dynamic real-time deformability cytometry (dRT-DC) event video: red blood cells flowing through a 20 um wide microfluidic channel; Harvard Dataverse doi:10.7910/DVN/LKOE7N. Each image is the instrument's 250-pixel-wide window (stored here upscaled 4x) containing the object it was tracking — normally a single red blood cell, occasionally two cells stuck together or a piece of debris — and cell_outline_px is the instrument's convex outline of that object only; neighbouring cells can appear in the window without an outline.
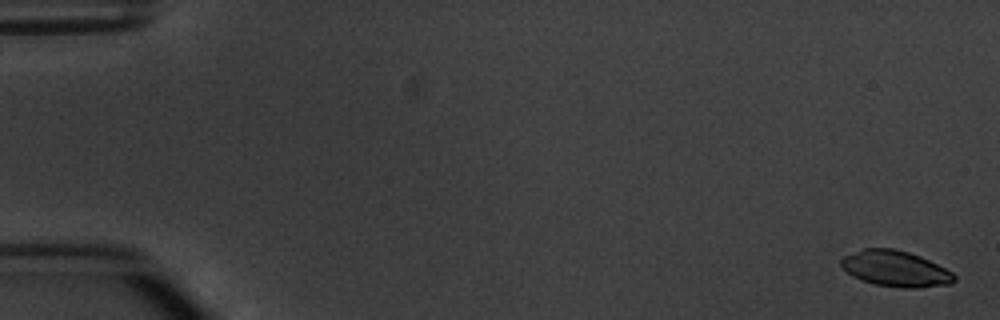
{"species": "common noctule bat (a hibernating species)", "species_latin": "Nyctalus noctula", "temperature_condition": "warm", "stored_images_in_passage": 5, "camera_frame_rate_fps": 3000, "um_per_image_px": 0.085, "animal": {"sex": "male", "body_mass_g": 20.1, "forearm_length_mm": 53.5}, "frame": {"image": 1, "passage_image": 1, "time_ms": 0.0, "image_size_px": [1000, 320], "cell_outline_px": [[956, 280], [952, 284], [920, 288], [904, 288], [876, 284], [852, 276], [840, 264], [840, 260], [844, 256], [864, 248], [892, 248], [908, 252], [920, 256], [952, 272], [956, 276]], "centroid_in_image_um": [76.14, 22.84], "position_along_channel_um": 8.9, "area_um2": 23.47}}